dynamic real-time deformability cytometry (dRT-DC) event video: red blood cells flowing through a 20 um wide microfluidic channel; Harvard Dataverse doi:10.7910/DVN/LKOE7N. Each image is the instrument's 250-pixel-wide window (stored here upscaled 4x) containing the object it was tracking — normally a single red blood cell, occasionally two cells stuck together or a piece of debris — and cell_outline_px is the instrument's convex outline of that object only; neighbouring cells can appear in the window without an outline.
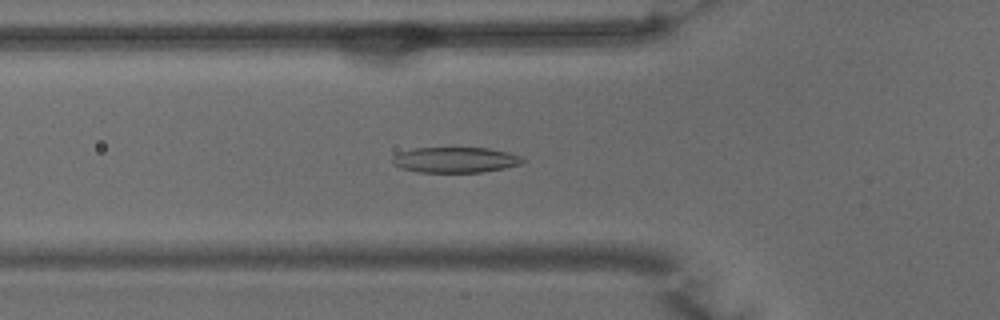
{"species": "common noctule bat (a hibernating species)", "species_latin": "Nyctalus noctula", "temperature_condition": "warm", "stored_images_in_passage": 41, "camera_frame_rate_fps": 3000, "um_per_image_px": 0.085, "animal": {"sex": "male", "body_mass_g": 15.6}, "frame": {"image": 1, "passage_image": 7, "time_ms": 2.0, "image_size_px": [1000, 320], "cell_outline_px": [[528, 160], [520, 164], [504, 168], [480, 172], [420, 172], [400, 168], [392, 164], [392, 156], [400, 152], [412, 148], [488, 148], [508, 152], [524, 156]], "centroid_in_image_um": [38.72, 13.58], "position_along_channel_um": 87.1, "area_um2": 19.54}}
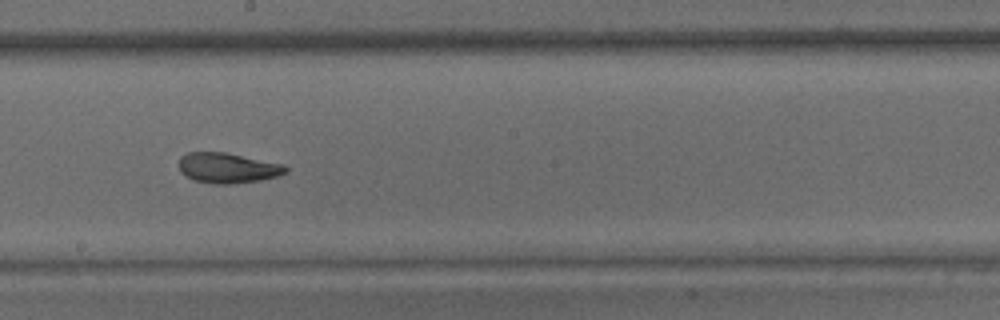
{"frame": {"image": 2, "passage_image": 18, "time_ms": 5.667, "image_size_px": [1000, 320], "cell_outline_px": [[288, 172], [276, 176], [260, 180], [232, 184], [212, 184], [192, 180], [180, 172], [180, 156], [188, 152], [224, 152], [284, 164], [288, 168]], "centroid_in_image_um": [19.34, 14.28], "position_along_channel_um": 228.9, "area_um2": 18.9}}
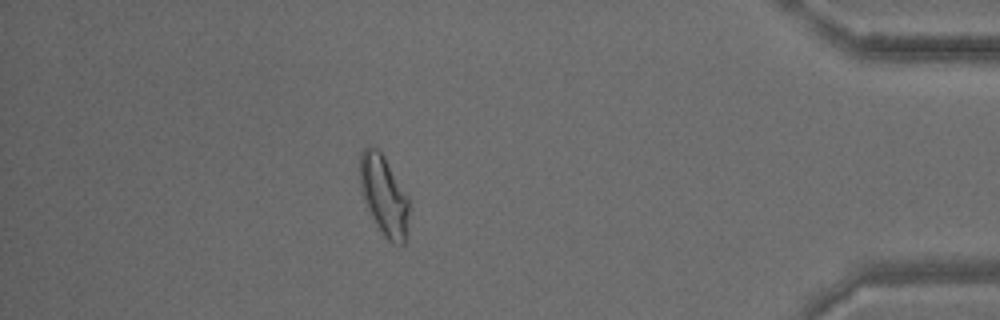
{"frame": {"image": 3, "passage_image": 35, "time_ms": 11.333, "image_size_px": [1000, 320], "cell_outline_px": [[408, 216], [404, 244], [392, 244], [384, 236], [376, 224], [364, 200], [360, 184], [360, 152], [368, 144], [376, 148], [384, 156], [408, 196]], "centroid_in_image_um": [32.62, 16.58], "position_along_channel_um": 402.6, "area_um2": 22.6}, "authors_computed_cell_mechanics": {"area_um2": 19.5942, "velocity_mm_per_s": 3.853, "shape_relaxation_time_tau1_ms": 6.0715, "shape_relaxation_time_tau2_ms": 1.9729, "deformation_change_tau1": 0.1886, "deformation_change_tau2": 0.0832}}